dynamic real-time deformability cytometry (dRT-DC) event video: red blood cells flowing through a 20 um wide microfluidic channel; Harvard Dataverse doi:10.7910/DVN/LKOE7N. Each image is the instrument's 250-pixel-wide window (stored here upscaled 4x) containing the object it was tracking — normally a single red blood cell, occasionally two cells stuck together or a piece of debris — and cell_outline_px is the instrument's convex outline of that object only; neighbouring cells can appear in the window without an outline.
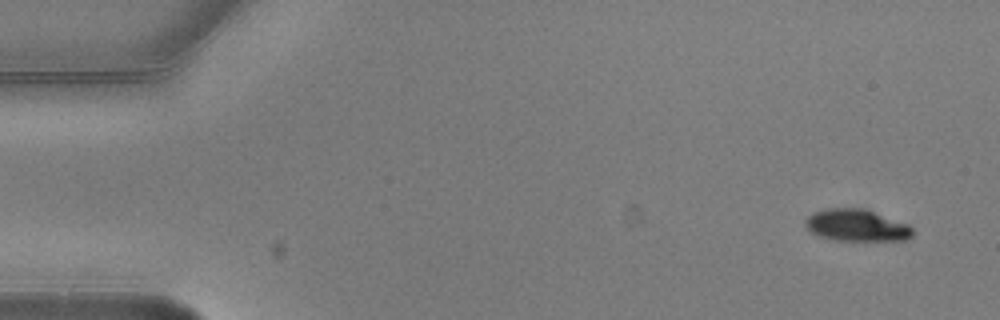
{"species": "common noctule bat (a hibernating species)", "species_latin": "Nyctalus noctula", "temperature_condition": "warm", "stored_images_in_passage": 7, "camera_frame_rate_fps": 3000, "um_per_image_px": 0.085, "animal": {"sex": "male", "body_mass_g": 20.5, "forearm_length_mm": 52.5}, "frame": {"image": 1, "passage_image": 1, "time_ms": 0.0, "image_size_px": [1000, 320], "cell_outline_px": [[912, 236], [908, 240], [836, 240], [820, 236], [812, 232], [804, 224], [804, 220], [812, 212], [824, 208], [864, 208], [908, 224], [912, 228]], "centroid_in_image_um": [72.79, 19.14], "position_along_channel_um": 12.2, "area_um2": 19.94}}
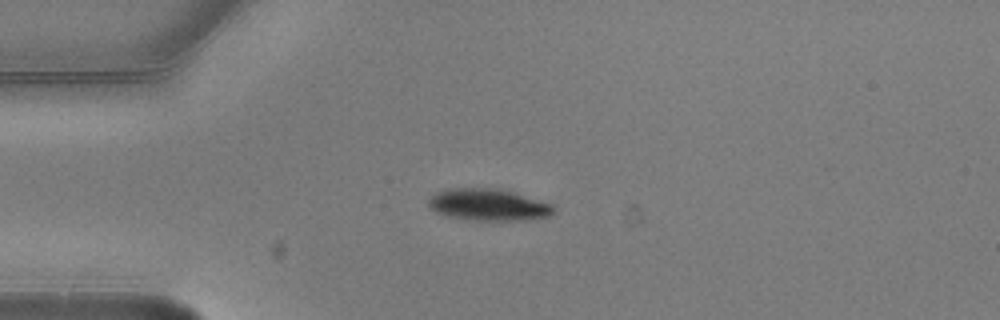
{"frame": {"image": 2, "passage_image": 4, "time_ms": 1.0, "image_size_px": [1000, 320], "cell_outline_px": [[556, 212], [552, 216], [524, 220], [472, 220], [448, 216], [436, 212], [428, 204], [428, 200], [436, 192], [448, 188], [496, 188], [512, 192], [552, 204], [556, 208]], "centroid_in_image_um": [41.54, 17.41], "position_along_channel_um": 43.5, "area_um2": 23.18}}
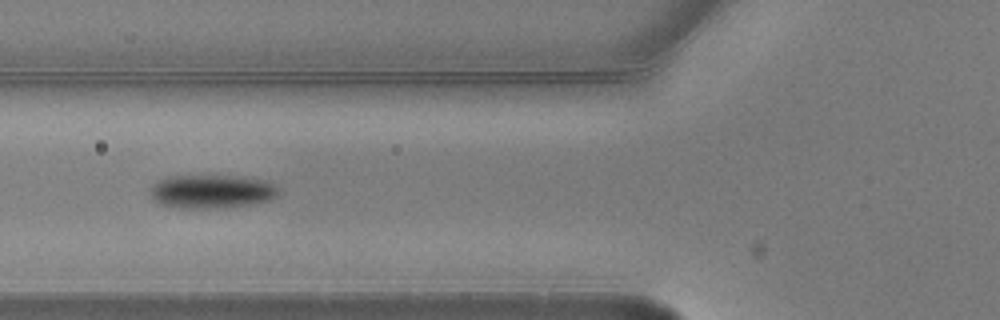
{"frame": {"image": 3, "passage_image": 6, "time_ms": 1.667, "image_size_px": [1000, 320], "cell_outline_px": [[280, 192], [272, 200], [252, 204], [224, 208], [176, 208], [160, 204], [152, 200], [148, 192], [152, 184], [168, 176], [236, 176], [264, 180], [280, 188]], "centroid_in_image_um": [17.97, 16.29], "position_along_channel_um": 107.8, "area_um2": 25.49}}